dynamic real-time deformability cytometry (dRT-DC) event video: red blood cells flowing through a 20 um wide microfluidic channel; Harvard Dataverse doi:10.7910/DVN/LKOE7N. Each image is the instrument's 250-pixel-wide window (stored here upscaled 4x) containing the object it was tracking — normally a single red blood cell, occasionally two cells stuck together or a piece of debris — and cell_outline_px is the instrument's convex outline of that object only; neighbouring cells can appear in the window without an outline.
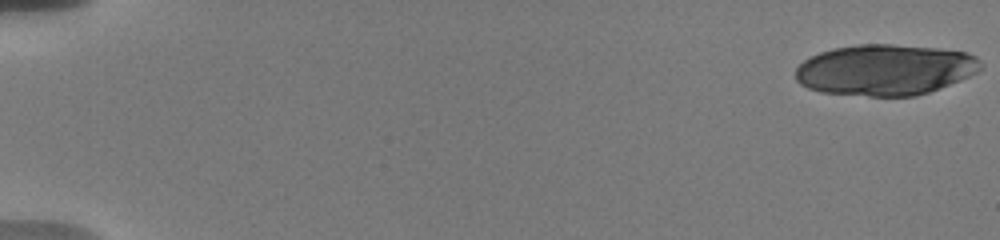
{"species": "human", "species_latin": "Homo sapiens", "temperature_condition": "warm", "stored_images_in_passage": 22, "camera_frame_rate_fps": 3000, "um_per_image_px": 0.085, "donor": {"sex": "male"}, "frame": {"image": 1, "passage_image": 1, "time_ms": 0.0, "image_size_px": [1000, 240], "cell_outline_px": [[984, 64], [976, 72], [960, 80], [940, 88], [916, 96], [868, 96], [820, 92], [808, 88], [800, 84], [796, 80], [796, 68], [804, 60], [820, 52], [832, 48], [856, 44], [892, 44], [936, 48], [968, 52], [976, 56]], "centroid_in_image_um": [75.23, 5.93], "position_along_channel_um": 9.8, "area_um2": 55.14}}
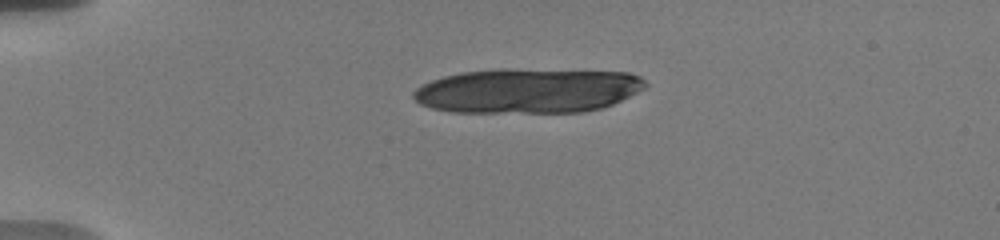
{"frame": {"image": 2, "passage_image": 14, "time_ms": 4.333, "image_size_px": [1000, 240], "cell_outline_px": [[648, 84], [644, 88], [612, 104], [600, 108], [580, 112], [452, 112], [432, 108], [420, 104], [412, 96], [412, 92], [416, 88], [432, 80], [444, 76], [460, 72], [500, 68], [504, 68], [628, 72], [640, 76]], "centroid_in_image_um": [44.83, 7.69], "position_along_channel_um": 40.2, "area_um2": 60.63}}